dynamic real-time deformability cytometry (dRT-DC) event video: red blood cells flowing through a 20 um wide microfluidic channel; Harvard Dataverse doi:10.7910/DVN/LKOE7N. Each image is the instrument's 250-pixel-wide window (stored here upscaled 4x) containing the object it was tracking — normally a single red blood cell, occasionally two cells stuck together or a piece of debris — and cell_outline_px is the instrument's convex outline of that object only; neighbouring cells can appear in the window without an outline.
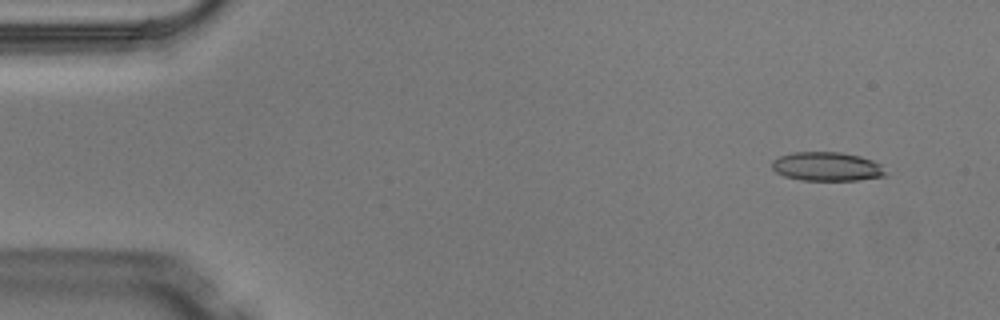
{"species": "Egyptian fruit bat (a non-hibernating species)", "species_latin": "Rousettus aegyptiacus", "temperature_condition": "warm", "stored_images_in_passage": 5, "segment_of_instrument_passage": [2, 2], "camera_frame_rate_fps": 3000, "um_per_image_px": 0.085, "animal": {"sex": "male"}, "frame": {"image": 1, "passage_image": 5, "time_ms": 1.333, "image_size_px": [1000, 320], "cell_outline_px": [[888, 176], [856, 180], [800, 180], [784, 176], [776, 172], [772, 168], [772, 160], [780, 156], [792, 152], [840, 152], [860, 156], [872, 160], [880, 164]], "centroid_in_image_um": [70.28, 14.16], "position_along_channel_um": 14.7, "area_um2": 19.19}}